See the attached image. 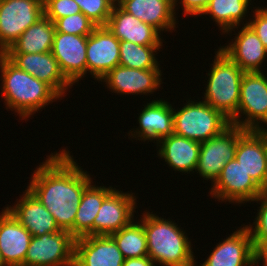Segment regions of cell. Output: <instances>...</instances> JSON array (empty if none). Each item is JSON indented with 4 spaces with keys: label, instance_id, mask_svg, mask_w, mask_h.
I'll return each instance as SVG.
<instances>
[{
    "label": "cell",
    "instance_id": "obj_26",
    "mask_svg": "<svg viewBox=\"0 0 267 266\" xmlns=\"http://www.w3.org/2000/svg\"><path fill=\"white\" fill-rule=\"evenodd\" d=\"M112 186H95L92 183L84 190L74 220V237L94 235V219L103 201L115 190Z\"/></svg>",
    "mask_w": 267,
    "mask_h": 266
},
{
    "label": "cell",
    "instance_id": "obj_23",
    "mask_svg": "<svg viewBox=\"0 0 267 266\" xmlns=\"http://www.w3.org/2000/svg\"><path fill=\"white\" fill-rule=\"evenodd\" d=\"M31 233L4 207L0 213V253L6 266H24Z\"/></svg>",
    "mask_w": 267,
    "mask_h": 266
},
{
    "label": "cell",
    "instance_id": "obj_34",
    "mask_svg": "<svg viewBox=\"0 0 267 266\" xmlns=\"http://www.w3.org/2000/svg\"><path fill=\"white\" fill-rule=\"evenodd\" d=\"M44 15L53 23L60 18L80 13V6L74 0H43Z\"/></svg>",
    "mask_w": 267,
    "mask_h": 266
},
{
    "label": "cell",
    "instance_id": "obj_1",
    "mask_svg": "<svg viewBox=\"0 0 267 266\" xmlns=\"http://www.w3.org/2000/svg\"><path fill=\"white\" fill-rule=\"evenodd\" d=\"M69 150L50 154L32 174L27 189L46 207L61 230L74 236V220L84 190L91 184L88 172Z\"/></svg>",
    "mask_w": 267,
    "mask_h": 266
},
{
    "label": "cell",
    "instance_id": "obj_28",
    "mask_svg": "<svg viewBox=\"0 0 267 266\" xmlns=\"http://www.w3.org/2000/svg\"><path fill=\"white\" fill-rule=\"evenodd\" d=\"M251 0H211L201 15H209L221 28L222 34L237 29L247 14ZM238 26V27H237ZM232 29V30H231Z\"/></svg>",
    "mask_w": 267,
    "mask_h": 266
},
{
    "label": "cell",
    "instance_id": "obj_19",
    "mask_svg": "<svg viewBox=\"0 0 267 266\" xmlns=\"http://www.w3.org/2000/svg\"><path fill=\"white\" fill-rule=\"evenodd\" d=\"M211 251L201 266H254V246L244 224Z\"/></svg>",
    "mask_w": 267,
    "mask_h": 266
},
{
    "label": "cell",
    "instance_id": "obj_17",
    "mask_svg": "<svg viewBox=\"0 0 267 266\" xmlns=\"http://www.w3.org/2000/svg\"><path fill=\"white\" fill-rule=\"evenodd\" d=\"M16 66L50 85L61 97L72 84L63 75L52 52L4 53Z\"/></svg>",
    "mask_w": 267,
    "mask_h": 266
},
{
    "label": "cell",
    "instance_id": "obj_16",
    "mask_svg": "<svg viewBox=\"0 0 267 266\" xmlns=\"http://www.w3.org/2000/svg\"><path fill=\"white\" fill-rule=\"evenodd\" d=\"M124 256L110 235L75 239L74 266H122Z\"/></svg>",
    "mask_w": 267,
    "mask_h": 266
},
{
    "label": "cell",
    "instance_id": "obj_7",
    "mask_svg": "<svg viewBox=\"0 0 267 266\" xmlns=\"http://www.w3.org/2000/svg\"><path fill=\"white\" fill-rule=\"evenodd\" d=\"M43 16V0H0V53Z\"/></svg>",
    "mask_w": 267,
    "mask_h": 266
},
{
    "label": "cell",
    "instance_id": "obj_32",
    "mask_svg": "<svg viewBox=\"0 0 267 266\" xmlns=\"http://www.w3.org/2000/svg\"><path fill=\"white\" fill-rule=\"evenodd\" d=\"M257 203L260 201L261 206L257 210V217L253 225H246L248 228L254 250L258 248L267 247V192H262L256 200Z\"/></svg>",
    "mask_w": 267,
    "mask_h": 266
},
{
    "label": "cell",
    "instance_id": "obj_35",
    "mask_svg": "<svg viewBox=\"0 0 267 266\" xmlns=\"http://www.w3.org/2000/svg\"><path fill=\"white\" fill-rule=\"evenodd\" d=\"M253 13L254 15L252 17L254 19L252 18L245 24L243 22L242 26L249 25L257 34L264 47L267 49V8L257 7L255 10H253Z\"/></svg>",
    "mask_w": 267,
    "mask_h": 266
},
{
    "label": "cell",
    "instance_id": "obj_37",
    "mask_svg": "<svg viewBox=\"0 0 267 266\" xmlns=\"http://www.w3.org/2000/svg\"><path fill=\"white\" fill-rule=\"evenodd\" d=\"M122 266H155V263L149 256H144L140 258H127Z\"/></svg>",
    "mask_w": 267,
    "mask_h": 266
},
{
    "label": "cell",
    "instance_id": "obj_31",
    "mask_svg": "<svg viewBox=\"0 0 267 266\" xmlns=\"http://www.w3.org/2000/svg\"><path fill=\"white\" fill-rule=\"evenodd\" d=\"M96 26H106L117 0H74Z\"/></svg>",
    "mask_w": 267,
    "mask_h": 266
},
{
    "label": "cell",
    "instance_id": "obj_39",
    "mask_svg": "<svg viewBox=\"0 0 267 266\" xmlns=\"http://www.w3.org/2000/svg\"><path fill=\"white\" fill-rule=\"evenodd\" d=\"M0 266H6L2 256H1V253H0Z\"/></svg>",
    "mask_w": 267,
    "mask_h": 266
},
{
    "label": "cell",
    "instance_id": "obj_22",
    "mask_svg": "<svg viewBox=\"0 0 267 266\" xmlns=\"http://www.w3.org/2000/svg\"><path fill=\"white\" fill-rule=\"evenodd\" d=\"M5 208L32 236L61 231L52 214L28 189L16 204Z\"/></svg>",
    "mask_w": 267,
    "mask_h": 266
},
{
    "label": "cell",
    "instance_id": "obj_40",
    "mask_svg": "<svg viewBox=\"0 0 267 266\" xmlns=\"http://www.w3.org/2000/svg\"><path fill=\"white\" fill-rule=\"evenodd\" d=\"M262 192H267V179L264 186L262 187Z\"/></svg>",
    "mask_w": 267,
    "mask_h": 266
},
{
    "label": "cell",
    "instance_id": "obj_11",
    "mask_svg": "<svg viewBox=\"0 0 267 266\" xmlns=\"http://www.w3.org/2000/svg\"><path fill=\"white\" fill-rule=\"evenodd\" d=\"M87 71L99 80L119 65L120 40L106 26H96L87 37Z\"/></svg>",
    "mask_w": 267,
    "mask_h": 266
},
{
    "label": "cell",
    "instance_id": "obj_14",
    "mask_svg": "<svg viewBox=\"0 0 267 266\" xmlns=\"http://www.w3.org/2000/svg\"><path fill=\"white\" fill-rule=\"evenodd\" d=\"M136 196L114 190L102 203L94 219V235H111L134 220Z\"/></svg>",
    "mask_w": 267,
    "mask_h": 266
},
{
    "label": "cell",
    "instance_id": "obj_36",
    "mask_svg": "<svg viewBox=\"0 0 267 266\" xmlns=\"http://www.w3.org/2000/svg\"><path fill=\"white\" fill-rule=\"evenodd\" d=\"M179 0H174V11L176 13V6L178 5L176 2ZM211 0H181L179 3L183 7L184 15H192L198 16L203 13V11L207 8L208 4Z\"/></svg>",
    "mask_w": 267,
    "mask_h": 266
},
{
    "label": "cell",
    "instance_id": "obj_20",
    "mask_svg": "<svg viewBox=\"0 0 267 266\" xmlns=\"http://www.w3.org/2000/svg\"><path fill=\"white\" fill-rule=\"evenodd\" d=\"M235 40L222 46L223 51L244 73L262 72V63L267 58V49L249 25H244L235 34ZM234 41V42H233Z\"/></svg>",
    "mask_w": 267,
    "mask_h": 266
},
{
    "label": "cell",
    "instance_id": "obj_13",
    "mask_svg": "<svg viewBox=\"0 0 267 266\" xmlns=\"http://www.w3.org/2000/svg\"><path fill=\"white\" fill-rule=\"evenodd\" d=\"M161 68L152 69H135L117 65L109 71L99 82H105L107 88L112 93L117 94H153L156 89L160 88ZM153 92V93H152Z\"/></svg>",
    "mask_w": 267,
    "mask_h": 266
},
{
    "label": "cell",
    "instance_id": "obj_4",
    "mask_svg": "<svg viewBox=\"0 0 267 266\" xmlns=\"http://www.w3.org/2000/svg\"><path fill=\"white\" fill-rule=\"evenodd\" d=\"M214 62L208 74L204 102L221 111L232 121L240 99V85L244 72L223 51L215 52Z\"/></svg>",
    "mask_w": 267,
    "mask_h": 266
},
{
    "label": "cell",
    "instance_id": "obj_9",
    "mask_svg": "<svg viewBox=\"0 0 267 266\" xmlns=\"http://www.w3.org/2000/svg\"><path fill=\"white\" fill-rule=\"evenodd\" d=\"M75 239L65 230L32 236L24 266H74Z\"/></svg>",
    "mask_w": 267,
    "mask_h": 266
},
{
    "label": "cell",
    "instance_id": "obj_38",
    "mask_svg": "<svg viewBox=\"0 0 267 266\" xmlns=\"http://www.w3.org/2000/svg\"><path fill=\"white\" fill-rule=\"evenodd\" d=\"M262 263V266H267V247L258 248L254 250V266Z\"/></svg>",
    "mask_w": 267,
    "mask_h": 266
},
{
    "label": "cell",
    "instance_id": "obj_5",
    "mask_svg": "<svg viewBox=\"0 0 267 266\" xmlns=\"http://www.w3.org/2000/svg\"><path fill=\"white\" fill-rule=\"evenodd\" d=\"M175 110V111H174ZM174 134L204 142L219 135L231 125L221 111L204 101H187L179 110L173 108Z\"/></svg>",
    "mask_w": 267,
    "mask_h": 266
},
{
    "label": "cell",
    "instance_id": "obj_10",
    "mask_svg": "<svg viewBox=\"0 0 267 266\" xmlns=\"http://www.w3.org/2000/svg\"><path fill=\"white\" fill-rule=\"evenodd\" d=\"M209 192L221 202L241 204L254 202L262 193V188L247 174L241 163L233 159L225 164Z\"/></svg>",
    "mask_w": 267,
    "mask_h": 266
},
{
    "label": "cell",
    "instance_id": "obj_30",
    "mask_svg": "<svg viewBox=\"0 0 267 266\" xmlns=\"http://www.w3.org/2000/svg\"><path fill=\"white\" fill-rule=\"evenodd\" d=\"M160 48L162 46H143L130 41H120L119 65L135 69L160 68L155 57Z\"/></svg>",
    "mask_w": 267,
    "mask_h": 266
},
{
    "label": "cell",
    "instance_id": "obj_24",
    "mask_svg": "<svg viewBox=\"0 0 267 266\" xmlns=\"http://www.w3.org/2000/svg\"><path fill=\"white\" fill-rule=\"evenodd\" d=\"M117 4L140 21L161 31H172L176 27L174 0H117Z\"/></svg>",
    "mask_w": 267,
    "mask_h": 266
},
{
    "label": "cell",
    "instance_id": "obj_29",
    "mask_svg": "<svg viewBox=\"0 0 267 266\" xmlns=\"http://www.w3.org/2000/svg\"><path fill=\"white\" fill-rule=\"evenodd\" d=\"M110 236L125 259L148 256L146 234L140 221L133 220L129 225Z\"/></svg>",
    "mask_w": 267,
    "mask_h": 266
},
{
    "label": "cell",
    "instance_id": "obj_8",
    "mask_svg": "<svg viewBox=\"0 0 267 266\" xmlns=\"http://www.w3.org/2000/svg\"><path fill=\"white\" fill-rule=\"evenodd\" d=\"M246 131L231 124L219 135L201 142L198 164L195 171L212 184L219 177L223 167L235 159L238 138Z\"/></svg>",
    "mask_w": 267,
    "mask_h": 266
},
{
    "label": "cell",
    "instance_id": "obj_18",
    "mask_svg": "<svg viewBox=\"0 0 267 266\" xmlns=\"http://www.w3.org/2000/svg\"><path fill=\"white\" fill-rule=\"evenodd\" d=\"M137 119L139 127L130 130L128 136L139 141L153 140L158 145L161 139L174 133L173 106L161 98L147 103Z\"/></svg>",
    "mask_w": 267,
    "mask_h": 266
},
{
    "label": "cell",
    "instance_id": "obj_3",
    "mask_svg": "<svg viewBox=\"0 0 267 266\" xmlns=\"http://www.w3.org/2000/svg\"><path fill=\"white\" fill-rule=\"evenodd\" d=\"M140 222L143 224L147 240L148 256L155 265L163 266H196L192 245L175 221L159 217L153 212L142 213Z\"/></svg>",
    "mask_w": 267,
    "mask_h": 266
},
{
    "label": "cell",
    "instance_id": "obj_25",
    "mask_svg": "<svg viewBox=\"0 0 267 266\" xmlns=\"http://www.w3.org/2000/svg\"><path fill=\"white\" fill-rule=\"evenodd\" d=\"M158 144V157L163 158L174 171L190 174L196 170L200 142L173 133L161 139Z\"/></svg>",
    "mask_w": 267,
    "mask_h": 266
},
{
    "label": "cell",
    "instance_id": "obj_2",
    "mask_svg": "<svg viewBox=\"0 0 267 266\" xmlns=\"http://www.w3.org/2000/svg\"><path fill=\"white\" fill-rule=\"evenodd\" d=\"M1 93L6 109L28 119L61 96L47 83L16 66L4 53H0Z\"/></svg>",
    "mask_w": 267,
    "mask_h": 266
},
{
    "label": "cell",
    "instance_id": "obj_27",
    "mask_svg": "<svg viewBox=\"0 0 267 266\" xmlns=\"http://www.w3.org/2000/svg\"><path fill=\"white\" fill-rule=\"evenodd\" d=\"M55 32V24L44 15L28 27L5 53L51 52Z\"/></svg>",
    "mask_w": 267,
    "mask_h": 266
},
{
    "label": "cell",
    "instance_id": "obj_33",
    "mask_svg": "<svg viewBox=\"0 0 267 266\" xmlns=\"http://www.w3.org/2000/svg\"><path fill=\"white\" fill-rule=\"evenodd\" d=\"M54 24L56 32L79 36L90 35L96 27L82 12L57 19Z\"/></svg>",
    "mask_w": 267,
    "mask_h": 266
},
{
    "label": "cell",
    "instance_id": "obj_15",
    "mask_svg": "<svg viewBox=\"0 0 267 266\" xmlns=\"http://www.w3.org/2000/svg\"><path fill=\"white\" fill-rule=\"evenodd\" d=\"M235 159L262 188L267 179V129L246 130L238 138Z\"/></svg>",
    "mask_w": 267,
    "mask_h": 266
},
{
    "label": "cell",
    "instance_id": "obj_12",
    "mask_svg": "<svg viewBox=\"0 0 267 266\" xmlns=\"http://www.w3.org/2000/svg\"><path fill=\"white\" fill-rule=\"evenodd\" d=\"M87 37L55 32L52 54L58 61L65 78L72 84L86 77L87 72Z\"/></svg>",
    "mask_w": 267,
    "mask_h": 266
},
{
    "label": "cell",
    "instance_id": "obj_6",
    "mask_svg": "<svg viewBox=\"0 0 267 266\" xmlns=\"http://www.w3.org/2000/svg\"><path fill=\"white\" fill-rule=\"evenodd\" d=\"M244 116L242 118L241 116ZM267 77L264 72L244 73L240 85V99L236 117L231 124L246 130H266ZM266 124V125H265Z\"/></svg>",
    "mask_w": 267,
    "mask_h": 266
},
{
    "label": "cell",
    "instance_id": "obj_21",
    "mask_svg": "<svg viewBox=\"0 0 267 266\" xmlns=\"http://www.w3.org/2000/svg\"><path fill=\"white\" fill-rule=\"evenodd\" d=\"M106 27L120 41H130L143 46H163L161 33L156 28L127 13L117 3Z\"/></svg>",
    "mask_w": 267,
    "mask_h": 266
}]
</instances>
